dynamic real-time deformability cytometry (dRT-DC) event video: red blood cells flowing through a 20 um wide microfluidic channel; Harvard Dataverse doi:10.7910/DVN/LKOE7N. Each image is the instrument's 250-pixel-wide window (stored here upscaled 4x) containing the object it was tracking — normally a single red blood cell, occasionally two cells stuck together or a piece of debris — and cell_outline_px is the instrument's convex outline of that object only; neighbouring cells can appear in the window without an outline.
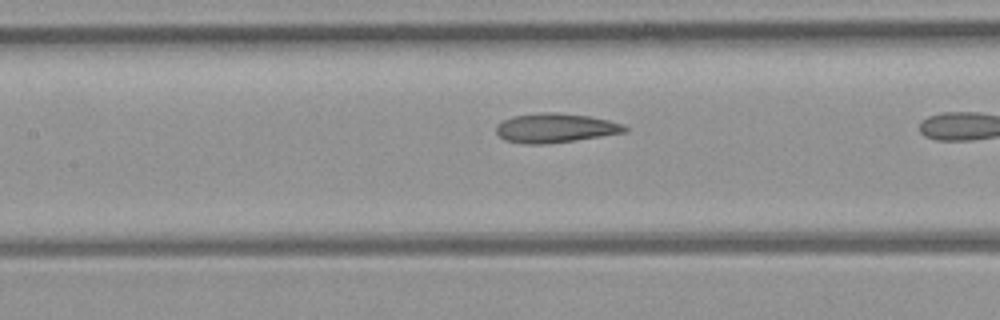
{"species": "common noctule bat (a hibernating species)", "species_latin": "Nyctalus noctula", "temperature_condition": "room temperature", "stored_images_in_passage": 9, "camera_frame_rate_fps": 3000, "um_per_image_px": 0.085, "animal": {"sex": "female", "body_mass_g": 21.9}, "frame": {"image": 1, "passage_image": 8, "time_ms": 8.0, "image_size_px": [1000, 320], "cell_outline_px": [[628, 132], [544, 144], [524, 144], [504, 140], [496, 132], [496, 124], [512, 116], [544, 112], [560, 112], [588, 116], [608, 120], [624, 124], [628, 128]], "centroid_in_image_um": [47.19, 10.87], "position_along_channel_um": 160.2, "area_um2": 21.91}}